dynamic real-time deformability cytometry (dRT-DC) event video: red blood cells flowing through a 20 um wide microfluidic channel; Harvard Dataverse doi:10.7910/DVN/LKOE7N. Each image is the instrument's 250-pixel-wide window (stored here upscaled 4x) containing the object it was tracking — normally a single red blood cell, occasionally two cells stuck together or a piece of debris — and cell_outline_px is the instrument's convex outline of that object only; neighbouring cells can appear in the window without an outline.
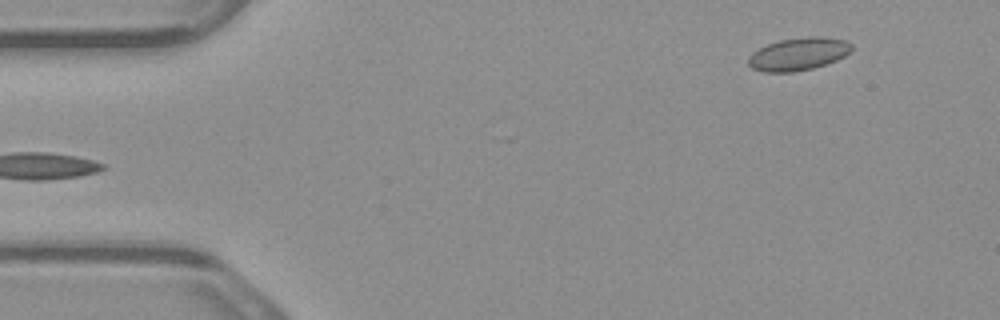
{"species": "common noctule bat (a hibernating species)", "species_latin": "Nyctalus noctula", "temperature_condition": "warm", "stored_images_in_passage": 5, "camera_frame_rate_fps": 3000, "um_per_image_px": 0.085, "animal": {"sex": "male", "body_mass_g": 23.1, "forearm_length_mm": 52.7}, "frame": {"image": 1, "passage_image": 5, "time_ms": 1.333, "image_size_px": [1000, 320], "cell_outline_px": [[852, 52], [836, 60], [812, 68], [792, 72], [764, 72], [752, 68], [748, 64], [748, 56], [752, 52], [768, 44], [780, 40], [808, 36], [824, 36], [848, 40], [852, 44]], "centroid_in_image_um": [67.89, 4.57], "position_along_channel_um": 17.1, "area_um2": 19.83}}